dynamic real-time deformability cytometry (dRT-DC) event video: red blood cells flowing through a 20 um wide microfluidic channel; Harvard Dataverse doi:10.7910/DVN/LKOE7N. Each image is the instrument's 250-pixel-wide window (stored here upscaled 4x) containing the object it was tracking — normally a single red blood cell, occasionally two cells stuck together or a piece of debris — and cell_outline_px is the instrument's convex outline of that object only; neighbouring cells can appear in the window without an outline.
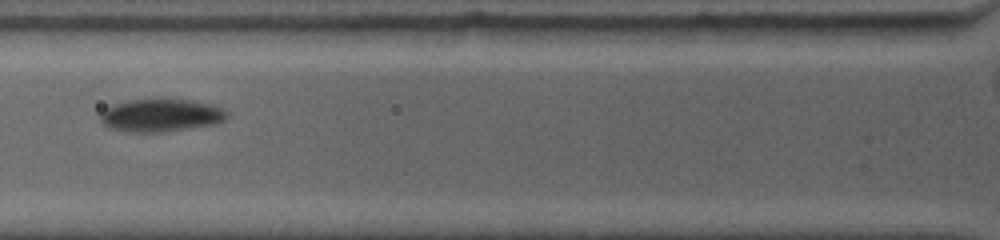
{"species": "common noctule bat (a hibernating species)", "species_latin": "Nyctalus noctula", "temperature_condition": "warm", "stored_images_in_passage": 24, "camera_frame_rate_fps": 4500, "um_per_image_px": 0.085, "animal": {"sex": "female", "body_mass_g": 19.0, "forearm_length_mm": 53.3}, "frame": {"image": 1, "passage_image": 4, "time_ms": 2.667, "image_size_px": [1000, 240], "cell_outline_px": [[228, 116], [224, 120], [216, 124], [164, 132], [128, 132], [108, 128], [100, 120], [100, 116], [104, 108], [112, 104], [128, 100], [188, 100], [208, 104], [220, 108], [228, 112]], "centroid_in_image_um": [13.63, 9.82], "position_along_channel_um": 112.2, "area_um2": 24.04}}
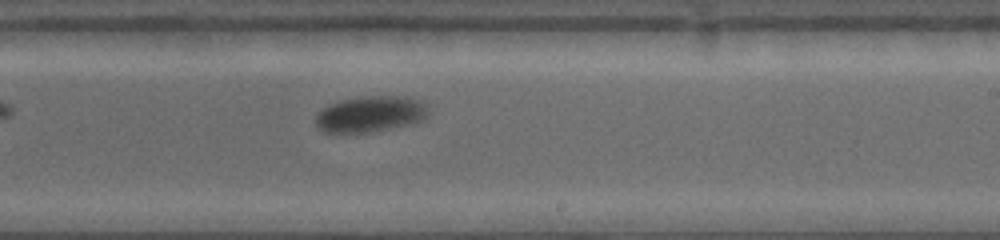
{"frame": {"image": 2, "passage_image": 10, "time_ms": 6.667, "image_size_px": [1000, 240], "cell_outline_px": [[428, 112], [420, 120], [412, 124], [372, 132], [324, 132], [316, 124], [316, 116], [328, 104], [344, 100], [368, 96], [396, 96], [420, 100], [424, 104]], "centroid_in_image_um": [31.47, 9.7], "position_along_channel_um": 257.5, "area_um2": 23.12}}
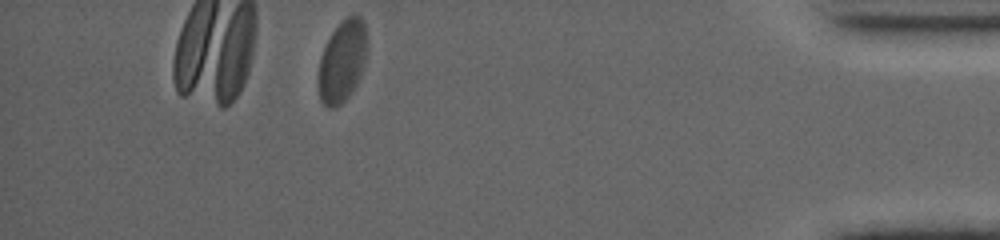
{"frame": {"image": 3, "passage_image": 24, "time_ms": 12.444, "image_size_px": [1000, 240], "cell_outline_px": [[368, 52], [364, 68], [352, 92], [336, 108], [328, 108], [320, 100], [320, 56], [332, 32], [348, 16], [356, 12], [364, 20], [368, 40]], "centroid_in_image_um": [29.16, 5.16], "position_along_channel_um": 406.0, "area_um2": 23.29}, "authors_computed_cell_mechanics": {"area_um2": 23.698, "velocity_mm_per_s": 3.6395, "shape_relaxation_time_tau1_ms": 3.8794, "shape_relaxation_time_tau2_ms": null, "deformation_change_tau1": 0.1129, "deformation_change_tau2": null}}